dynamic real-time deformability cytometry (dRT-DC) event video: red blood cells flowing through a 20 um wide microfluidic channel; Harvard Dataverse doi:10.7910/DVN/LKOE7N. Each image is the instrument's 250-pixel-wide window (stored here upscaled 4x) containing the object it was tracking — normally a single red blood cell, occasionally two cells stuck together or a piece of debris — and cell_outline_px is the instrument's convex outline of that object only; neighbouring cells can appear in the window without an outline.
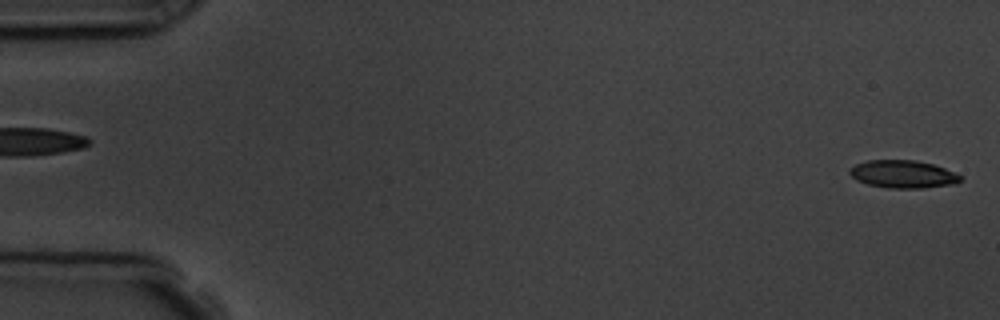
{"species": "common noctule bat (a hibernating species)", "species_latin": "Nyctalus noctula", "temperature_condition": "room temperature", "stored_images_in_passage": 3, "camera_frame_rate_fps": 3000, "um_per_image_px": 0.085, "animal": {"sex": "male", "body_mass_g": 19.5, "forearm_length_mm": 54.6}, "frame": {"image": 1, "passage_image": 3, "time_ms": 2.333, "image_size_px": [1000, 320], "cell_outline_px": [[964, 180], [956, 184], [924, 188], [888, 188], [868, 184], [856, 180], [848, 172], [856, 164], [868, 160], [916, 160], [932, 164], [944, 168], [964, 176]], "centroid_in_image_um": [76.82, 14.81], "position_along_channel_um": 8.2, "area_um2": 18.03}}